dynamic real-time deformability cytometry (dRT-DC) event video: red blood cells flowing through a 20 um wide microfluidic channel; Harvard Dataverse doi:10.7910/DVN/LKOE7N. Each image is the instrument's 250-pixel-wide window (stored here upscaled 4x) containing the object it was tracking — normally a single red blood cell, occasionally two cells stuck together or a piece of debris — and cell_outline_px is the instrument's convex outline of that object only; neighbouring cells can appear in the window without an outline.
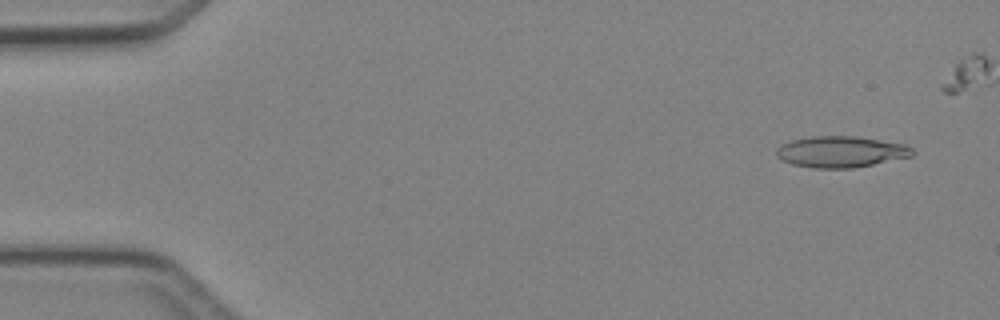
{"species": "Egyptian fruit bat (a non-hibernating species)", "species_latin": "Rousettus aegyptiacus", "temperature_condition": "cold", "stored_images_in_passage": 5, "camera_frame_rate_fps": 3000, "um_per_image_px": 0.085, "animal": {"sex": "female"}, "frame": {"image": 1, "passage_image": 1, "time_ms": 0.0, "image_size_px": [1000, 320], "cell_outline_px": [[916, 152], [912, 156], [852, 168], [812, 168], [792, 164], [776, 156], [776, 148], [780, 144], [788, 140], [812, 136], [856, 136], [904, 144], [912, 148]], "centroid_in_image_um": [71.44, 12.89], "position_along_channel_um": 13.6, "area_um2": 24.8}}